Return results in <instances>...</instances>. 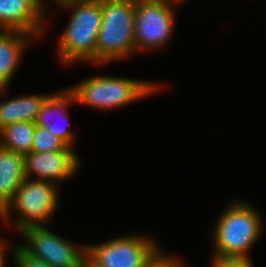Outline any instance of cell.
Returning <instances> with one entry per match:
<instances>
[{
    "mask_svg": "<svg viewBox=\"0 0 266 267\" xmlns=\"http://www.w3.org/2000/svg\"><path fill=\"white\" fill-rule=\"evenodd\" d=\"M57 5L72 11L58 40L61 65L80 61L95 64L96 42L102 24L101 0H66Z\"/></svg>",
    "mask_w": 266,
    "mask_h": 267,
    "instance_id": "1",
    "label": "cell"
},
{
    "mask_svg": "<svg viewBox=\"0 0 266 267\" xmlns=\"http://www.w3.org/2000/svg\"><path fill=\"white\" fill-rule=\"evenodd\" d=\"M213 230V256L250 258L249 250L259 240L263 220L246 201L236 200L219 216Z\"/></svg>",
    "mask_w": 266,
    "mask_h": 267,
    "instance_id": "2",
    "label": "cell"
},
{
    "mask_svg": "<svg viewBox=\"0 0 266 267\" xmlns=\"http://www.w3.org/2000/svg\"><path fill=\"white\" fill-rule=\"evenodd\" d=\"M101 10L95 65L109 64L136 54L135 0H101Z\"/></svg>",
    "mask_w": 266,
    "mask_h": 267,
    "instance_id": "3",
    "label": "cell"
},
{
    "mask_svg": "<svg viewBox=\"0 0 266 267\" xmlns=\"http://www.w3.org/2000/svg\"><path fill=\"white\" fill-rule=\"evenodd\" d=\"M161 84L123 77L95 76L70 87L76 104L101 110L121 108L157 93Z\"/></svg>",
    "mask_w": 266,
    "mask_h": 267,
    "instance_id": "4",
    "label": "cell"
},
{
    "mask_svg": "<svg viewBox=\"0 0 266 267\" xmlns=\"http://www.w3.org/2000/svg\"><path fill=\"white\" fill-rule=\"evenodd\" d=\"M57 184L49 181L25 179L16 190L12 201L1 212L4 225H11L20 233L34 226H44L50 222L58 208ZM16 219L11 218L13 213ZM12 219V220H11Z\"/></svg>",
    "mask_w": 266,
    "mask_h": 267,
    "instance_id": "5",
    "label": "cell"
},
{
    "mask_svg": "<svg viewBox=\"0 0 266 267\" xmlns=\"http://www.w3.org/2000/svg\"><path fill=\"white\" fill-rule=\"evenodd\" d=\"M188 0H135V47L140 51L159 50L174 31V5ZM173 6V7H172Z\"/></svg>",
    "mask_w": 266,
    "mask_h": 267,
    "instance_id": "6",
    "label": "cell"
},
{
    "mask_svg": "<svg viewBox=\"0 0 266 267\" xmlns=\"http://www.w3.org/2000/svg\"><path fill=\"white\" fill-rule=\"evenodd\" d=\"M86 246L87 255L101 267H143L160 248L151 235L138 234Z\"/></svg>",
    "mask_w": 266,
    "mask_h": 267,
    "instance_id": "7",
    "label": "cell"
},
{
    "mask_svg": "<svg viewBox=\"0 0 266 267\" xmlns=\"http://www.w3.org/2000/svg\"><path fill=\"white\" fill-rule=\"evenodd\" d=\"M26 243L20 246L31 256L51 267H80L87 246H78L44 226H34L20 232ZM27 244V245H26ZM76 245V246H75Z\"/></svg>",
    "mask_w": 266,
    "mask_h": 267,
    "instance_id": "8",
    "label": "cell"
},
{
    "mask_svg": "<svg viewBox=\"0 0 266 267\" xmlns=\"http://www.w3.org/2000/svg\"><path fill=\"white\" fill-rule=\"evenodd\" d=\"M27 179L49 181L55 184L75 176L80 168V160L74 150L54 152H29L24 155ZM34 175L38 176L33 179Z\"/></svg>",
    "mask_w": 266,
    "mask_h": 267,
    "instance_id": "9",
    "label": "cell"
},
{
    "mask_svg": "<svg viewBox=\"0 0 266 267\" xmlns=\"http://www.w3.org/2000/svg\"><path fill=\"white\" fill-rule=\"evenodd\" d=\"M47 11L39 0H0V30L23 31L38 38L45 32Z\"/></svg>",
    "mask_w": 266,
    "mask_h": 267,
    "instance_id": "10",
    "label": "cell"
},
{
    "mask_svg": "<svg viewBox=\"0 0 266 267\" xmlns=\"http://www.w3.org/2000/svg\"><path fill=\"white\" fill-rule=\"evenodd\" d=\"M74 103H76L74 95L69 89L50 94L42 104L35 121L37 126L48 129L50 133L61 139L70 148H73L72 146H74L76 135L68 129L66 126L67 123L65 122H68L69 124V121H67L69 119L67 109ZM54 117L56 119L59 117V121L62 120L65 126L58 124V122L55 123Z\"/></svg>",
    "mask_w": 266,
    "mask_h": 267,
    "instance_id": "11",
    "label": "cell"
},
{
    "mask_svg": "<svg viewBox=\"0 0 266 267\" xmlns=\"http://www.w3.org/2000/svg\"><path fill=\"white\" fill-rule=\"evenodd\" d=\"M31 39L34 36L23 31L0 30V95L11 83Z\"/></svg>",
    "mask_w": 266,
    "mask_h": 267,
    "instance_id": "12",
    "label": "cell"
},
{
    "mask_svg": "<svg viewBox=\"0 0 266 267\" xmlns=\"http://www.w3.org/2000/svg\"><path fill=\"white\" fill-rule=\"evenodd\" d=\"M26 179L24 157L0 146V221L1 212L12 201Z\"/></svg>",
    "mask_w": 266,
    "mask_h": 267,
    "instance_id": "13",
    "label": "cell"
},
{
    "mask_svg": "<svg viewBox=\"0 0 266 267\" xmlns=\"http://www.w3.org/2000/svg\"><path fill=\"white\" fill-rule=\"evenodd\" d=\"M50 94H34L9 98L0 102V129L16 122H34Z\"/></svg>",
    "mask_w": 266,
    "mask_h": 267,
    "instance_id": "14",
    "label": "cell"
},
{
    "mask_svg": "<svg viewBox=\"0 0 266 267\" xmlns=\"http://www.w3.org/2000/svg\"><path fill=\"white\" fill-rule=\"evenodd\" d=\"M35 129L34 122L9 124L0 129V146L24 156L32 151Z\"/></svg>",
    "mask_w": 266,
    "mask_h": 267,
    "instance_id": "15",
    "label": "cell"
},
{
    "mask_svg": "<svg viewBox=\"0 0 266 267\" xmlns=\"http://www.w3.org/2000/svg\"><path fill=\"white\" fill-rule=\"evenodd\" d=\"M57 150H74V148L68 147L61 139L50 133L48 129L36 125L32 151L43 153Z\"/></svg>",
    "mask_w": 266,
    "mask_h": 267,
    "instance_id": "16",
    "label": "cell"
},
{
    "mask_svg": "<svg viewBox=\"0 0 266 267\" xmlns=\"http://www.w3.org/2000/svg\"><path fill=\"white\" fill-rule=\"evenodd\" d=\"M12 257L16 267H51L45 261L28 254L20 245H13Z\"/></svg>",
    "mask_w": 266,
    "mask_h": 267,
    "instance_id": "17",
    "label": "cell"
},
{
    "mask_svg": "<svg viewBox=\"0 0 266 267\" xmlns=\"http://www.w3.org/2000/svg\"><path fill=\"white\" fill-rule=\"evenodd\" d=\"M164 253L159 248L143 267H184L178 257Z\"/></svg>",
    "mask_w": 266,
    "mask_h": 267,
    "instance_id": "18",
    "label": "cell"
},
{
    "mask_svg": "<svg viewBox=\"0 0 266 267\" xmlns=\"http://www.w3.org/2000/svg\"><path fill=\"white\" fill-rule=\"evenodd\" d=\"M210 267H254L250 258L212 256Z\"/></svg>",
    "mask_w": 266,
    "mask_h": 267,
    "instance_id": "19",
    "label": "cell"
},
{
    "mask_svg": "<svg viewBox=\"0 0 266 267\" xmlns=\"http://www.w3.org/2000/svg\"><path fill=\"white\" fill-rule=\"evenodd\" d=\"M8 242L6 240L3 239V237L0 238V267H5V252H7L8 250H6L8 248V245L7 244Z\"/></svg>",
    "mask_w": 266,
    "mask_h": 267,
    "instance_id": "20",
    "label": "cell"
},
{
    "mask_svg": "<svg viewBox=\"0 0 266 267\" xmlns=\"http://www.w3.org/2000/svg\"><path fill=\"white\" fill-rule=\"evenodd\" d=\"M80 267H101L94 262L87 254L83 257Z\"/></svg>",
    "mask_w": 266,
    "mask_h": 267,
    "instance_id": "21",
    "label": "cell"
},
{
    "mask_svg": "<svg viewBox=\"0 0 266 267\" xmlns=\"http://www.w3.org/2000/svg\"><path fill=\"white\" fill-rule=\"evenodd\" d=\"M40 2H41V4L48 10V8H47V2H45V1H43V0H39ZM53 3L54 2H56V5L57 4H59V3H62V2H64V1H66V0H51ZM45 2V3H44Z\"/></svg>",
    "mask_w": 266,
    "mask_h": 267,
    "instance_id": "22",
    "label": "cell"
}]
</instances>
